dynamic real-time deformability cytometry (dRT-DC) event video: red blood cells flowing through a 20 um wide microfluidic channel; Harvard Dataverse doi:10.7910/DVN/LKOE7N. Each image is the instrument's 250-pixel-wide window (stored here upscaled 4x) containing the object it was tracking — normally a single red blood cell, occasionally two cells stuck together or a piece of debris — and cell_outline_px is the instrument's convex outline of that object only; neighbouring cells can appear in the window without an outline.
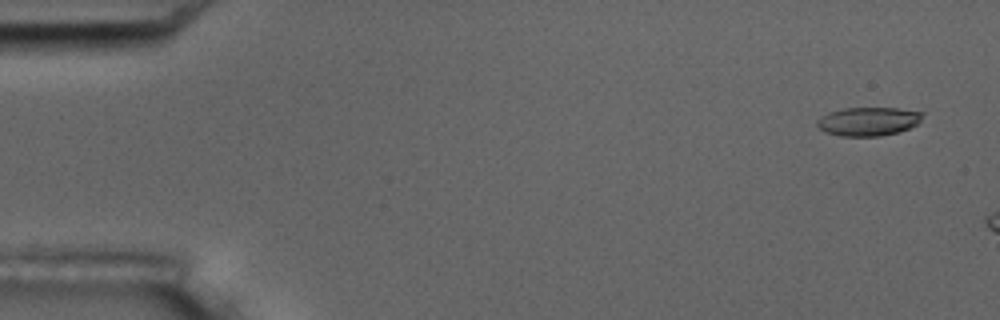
{"species": "common noctule bat (a hibernating species)", "species_latin": "Nyctalus noctula", "temperature_condition": "room temperature", "stored_images_in_passage": 5, "segment_of_instrument_passage": [2, 2], "camera_frame_rate_fps": 3000, "um_per_image_px": 0.085, "animal": {"sex": "male", "body_mass_g": 17.5, "forearm_length_mm": 52.3}, "frame": {"image": 1, "passage_image": 5, "time_ms": 5.333, "image_size_px": [1000, 320], "cell_outline_px": [[924, 112], [920, 120], [916, 124], [908, 128], [896, 132], [880, 136], [840, 136], [824, 132], [816, 124], [816, 120], [820, 116], [828, 112], [844, 108], [896, 108]], "centroid_in_image_um": [73.75, 10.31], "position_along_channel_um": 11.3, "area_um2": 17.57}}